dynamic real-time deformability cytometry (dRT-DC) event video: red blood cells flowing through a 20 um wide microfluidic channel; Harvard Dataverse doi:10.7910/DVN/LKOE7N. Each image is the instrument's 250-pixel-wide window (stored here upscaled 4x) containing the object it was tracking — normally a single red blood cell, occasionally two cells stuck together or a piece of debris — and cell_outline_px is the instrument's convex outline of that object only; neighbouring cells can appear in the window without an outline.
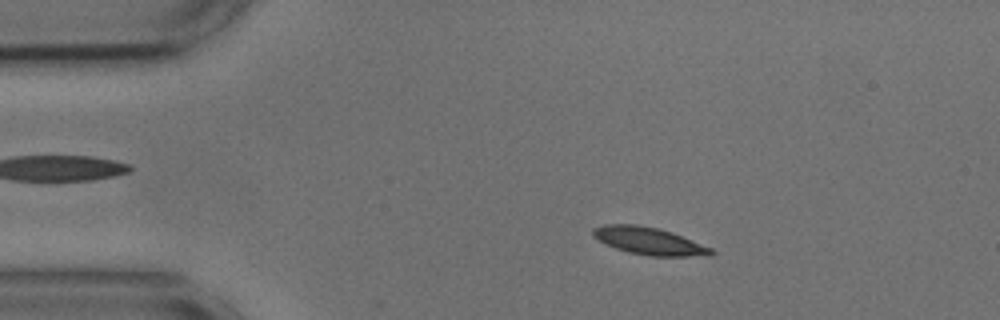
{"species": "common noctule bat (a hibernating species)", "species_latin": "Nyctalus noctula", "temperature_condition": "cold", "stored_images_in_passage": 42, "camera_frame_rate_fps": 3000, "um_per_image_px": 0.085, "animal": {"sex": "male", "body_mass_g": 17.9, "forearm_length_mm": 54.2}, "frame": {"image": 1, "passage_image": 9, "time_ms": 2.667, "image_size_px": [1000, 320], "cell_outline_px": [[716, 252], [712, 256], [652, 256], [628, 252], [616, 248], [592, 236], [592, 228], [604, 224], [636, 224], [656, 228], [672, 232], [712, 248]], "centroid_in_image_um": [55.2, 20.48], "position_along_channel_um": 29.8, "area_um2": 18.79}}
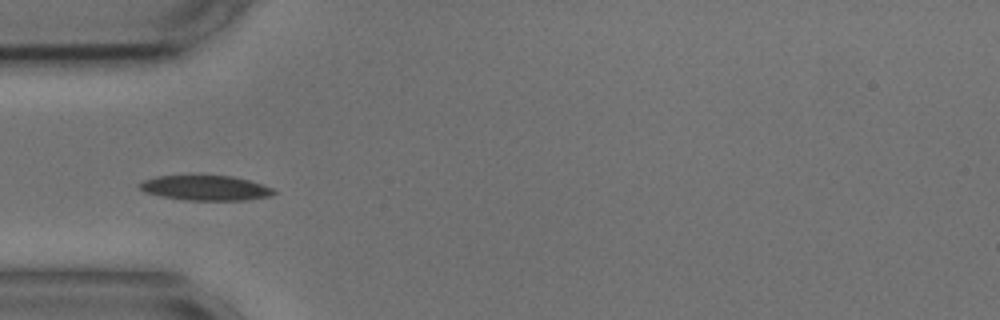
{"frame": {"image": 2, "passage_image": 16, "time_ms": 5.0, "image_size_px": [1000, 320], "cell_outline_px": [[276, 192], [272, 196], [244, 200], [184, 200], [144, 192], [136, 184], [144, 180], [156, 176], [232, 176], [248, 180], [272, 188]], "centroid_in_image_um": [17.45, 15.98], "position_along_channel_um": 67.5, "area_um2": 19.31}, "authors_computed_cell_mechanics": {"area_um2": 18.4093, "velocity_mm_per_s": 3.6344, "shape_relaxation_time_tau1_ms": 2.713, "shape_relaxation_time_tau2_ms": 2.533, "deformation_change_tau1": 0.1054, "deformation_change_tau2": 0.0649}}